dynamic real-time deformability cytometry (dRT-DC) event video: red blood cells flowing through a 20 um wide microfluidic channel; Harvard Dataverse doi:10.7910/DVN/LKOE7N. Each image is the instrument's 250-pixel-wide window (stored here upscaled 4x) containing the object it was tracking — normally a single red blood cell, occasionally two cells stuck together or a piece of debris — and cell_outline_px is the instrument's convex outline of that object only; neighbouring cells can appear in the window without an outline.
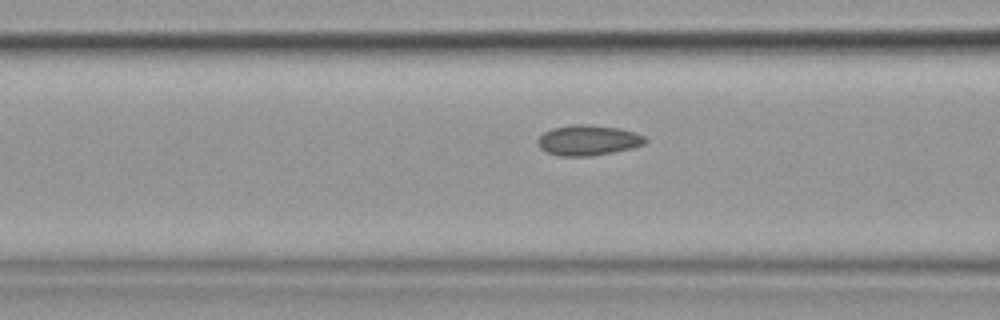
{"species": "common noctule bat (a hibernating species)", "species_latin": "Nyctalus noctula", "temperature_condition": "cold", "stored_images_in_passage": 18, "camera_frame_rate_fps": 3000, "um_per_image_px": 0.085, "animal": {"sex": "female", "body_mass_g": 19.9}, "frame": {"image": 1, "passage_image": 16, "time_ms": 5.0, "image_size_px": [1000, 320], "cell_outline_px": [[648, 140], [644, 144], [632, 148], [612, 152], [588, 156], [560, 156], [548, 152], [540, 148], [536, 144], [536, 140], [544, 132], [552, 128], [568, 124], [588, 124], [620, 128], [644, 136]], "centroid_in_image_um": [49.95, 11.91], "position_along_channel_um": 116.6, "area_um2": 19.07}}